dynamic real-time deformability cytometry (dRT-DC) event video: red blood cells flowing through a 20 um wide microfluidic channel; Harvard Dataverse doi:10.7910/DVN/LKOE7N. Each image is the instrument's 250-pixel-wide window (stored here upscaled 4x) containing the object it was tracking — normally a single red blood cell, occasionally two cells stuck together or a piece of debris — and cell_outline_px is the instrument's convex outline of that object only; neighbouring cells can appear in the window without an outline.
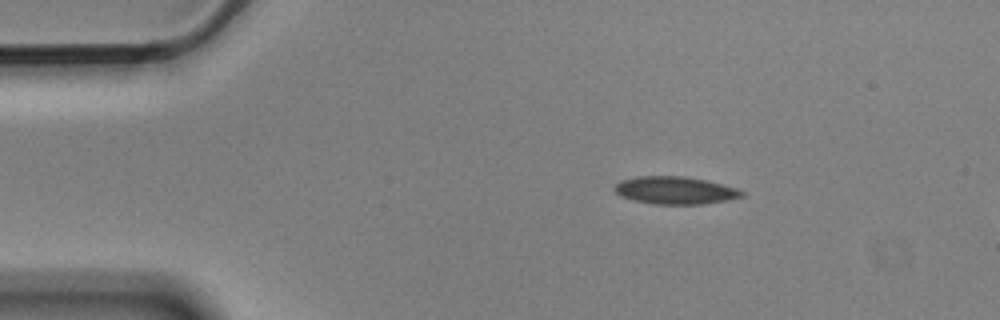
{"species": "Egyptian fruit bat (a non-hibernating species)", "species_latin": "Rousettus aegyptiacus", "temperature_condition": "cold", "stored_images_in_passage": 3, "camera_frame_rate_fps": 3000, "um_per_image_px": 0.085, "animal": {"sex": "male"}, "frame": {"image": 1, "passage_image": 1, "time_ms": 0.0, "image_size_px": [1000, 320], "cell_outline_px": [[744, 196], [704, 204], [656, 204], [632, 200], [620, 196], [612, 188], [620, 180], [636, 176], [684, 176], [708, 180], [736, 188], [744, 192]], "centroid_in_image_um": [57.35, 16.17], "position_along_channel_um": 27.7, "area_um2": 20.52}}